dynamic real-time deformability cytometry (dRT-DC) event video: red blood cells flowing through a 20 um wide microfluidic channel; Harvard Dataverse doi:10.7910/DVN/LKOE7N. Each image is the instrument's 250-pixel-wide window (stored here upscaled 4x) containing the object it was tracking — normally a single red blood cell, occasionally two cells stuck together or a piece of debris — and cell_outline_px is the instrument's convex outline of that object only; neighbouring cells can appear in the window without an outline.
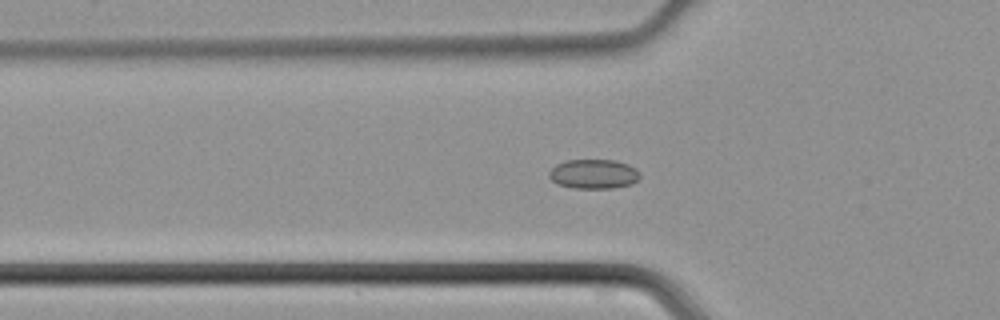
{"species": "common noctule bat (a hibernating species)", "species_latin": "Nyctalus noctula", "temperature_condition": "cold", "stored_images_in_passage": 41, "camera_frame_rate_fps": 3000, "um_per_image_px": 0.085, "animal": {"sex": "male", "body_mass_g": 21.5, "forearm_length_mm": 52.0}, "frame": {"image": 1, "passage_image": 10, "time_ms": 3.0, "image_size_px": [1000, 320], "cell_outline_px": [[640, 176], [632, 184], [612, 188], [576, 188], [556, 184], [548, 176], [548, 172], [556, 164], [568, 160], [612, 160], [628, 164], [636, 168], [640, 172]], "centroid_in_image_um": [50.45, 14.79], "position_along_channel_um": 75.3, "area_um2": 15.61}}
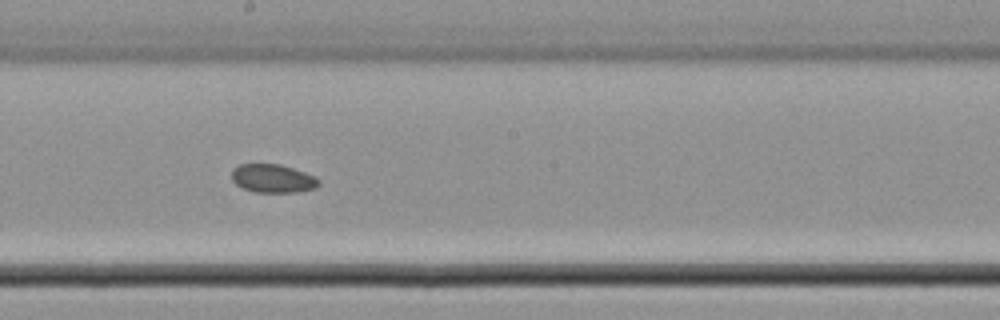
{"frame": {"image": 2, "passage_image": 20, "time_ms": 6.333, "image_size_px": [1000, 320], "cell_outline_px": [[320, 184], [316, 188], [296, 192], [256, 192], [244, 188], [236, 184], [232, 180], [232, 172], [240, 164], [280, 164], [304, 172], [320, 180]], "centroid_in_image_um": [23.2, 15.17], "position_along_channel_um": 225.0, "area_um2": 14.22}}
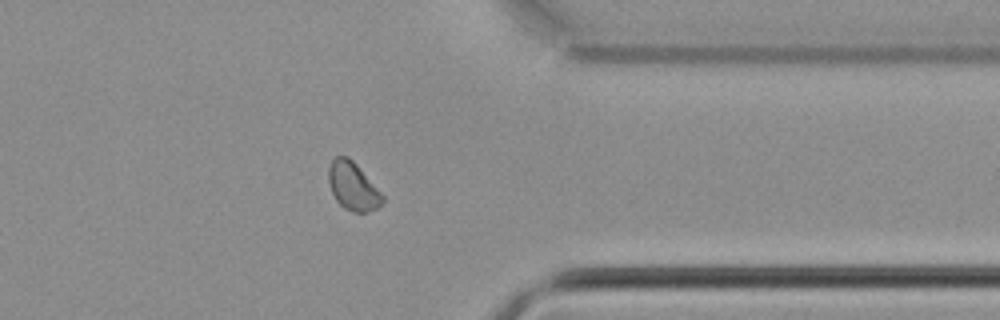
{"frame": {"image": 3, "passage_image": 31, "time_ms": 10.0, "image_size_px": [1000, 320], "cell_outline_px": [[384, 200], [376, 208], [368, 212], [352, 212], [344, 208], [336, 200], [332, 192], [328, 180], [328, 168], [332, 160], [336, 156], [348, 156], [356, 164], [384, 196]], "centroid_in_image_um": [29.98, 15.83], "position_along_channel_um": 381.4, "area_um2": 14.91}}